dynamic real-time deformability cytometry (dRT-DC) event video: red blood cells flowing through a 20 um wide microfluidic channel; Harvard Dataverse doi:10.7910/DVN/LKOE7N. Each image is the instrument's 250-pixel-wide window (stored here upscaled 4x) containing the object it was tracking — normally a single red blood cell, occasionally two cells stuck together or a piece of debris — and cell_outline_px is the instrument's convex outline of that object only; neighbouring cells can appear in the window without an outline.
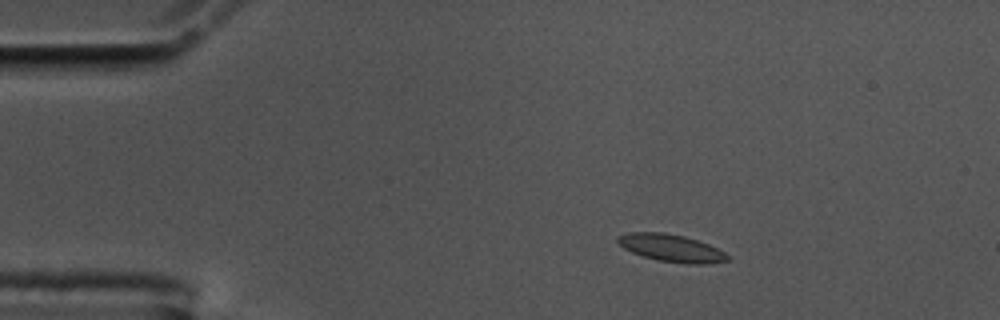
{"species": "common noctule bat (a hibernating species)", "species_latin": "Nyctalus noctula", "temperature_condition": "cold", "stored_images_in_passage": 48, "camera_frame_rate_fps": 3000, "um_per_image_px": 0.085, "animal": {"sex": "male", "body_mass_g": 17.5, "forearm_length_mm": 52.3}, "frame": {"image": 1, "passage_image": 1, "time_ms": 0.0, "image_size_px": [1000, 320], "cell_outline_px": [[732, 256], [728, 260], [704, 264], [688, 264], [656, 260], [632, 252], [624, 248], [616, 240], [616, 236], [628, 232], [664, 232], [684, 236], [708, 244]], "centroid_in_image_um": [57.05, 21.08], "position_along_channel_um": 28.0, "area_um2": 17.51}}
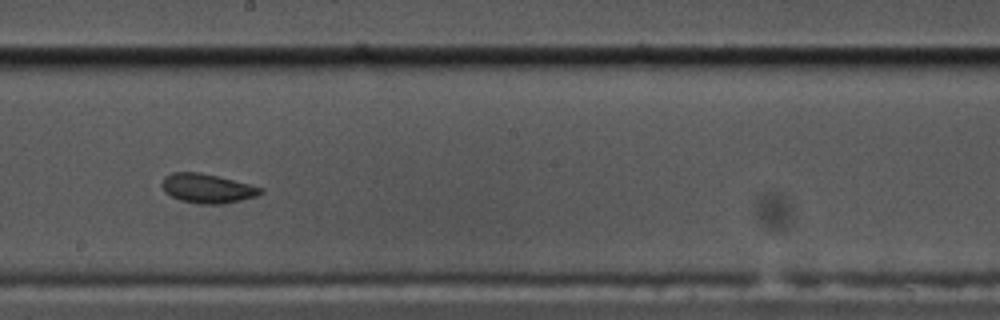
{"frame": {"image": 2, "passage_image": 23, "time_ms": 7.333, "image_size_px": [1000, 320], "cell_outline_px": [[264, 192], [256, 196], [224, 204], [200, 204], [180, 200], [164, 192], [160, 184], [164, 176], [172, 172], [200, 172], [264, 188]], "centroid_in_image_um": [17.58, 16.01], "position_along_channel_um": 230.6, "area_um2": 16.82}}
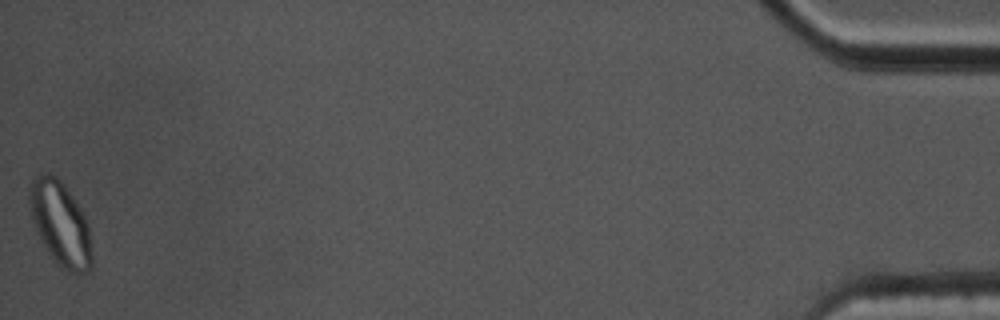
{"frame": {"image": 3, "passage_image": 48, "time_ms": 15.667, "image_size_px": [1000, 320], "cell_outline_px": [[92, 268], [88, 272], [72, 272], [64, 268], [52, 256], [44, 244], [32, 220], [28, 200], [28, 188], [32, 180], [40, 172], [52, 172], [64, 184], [76, 200], [88, 224], [92, 256]], "centroid_in_image_um": [5.12, 18.92], "position_along_channel_um": 430.1, "area_um2": 30.4}, "authors_computed_cell_mechanics": {"area_um2": 16.8487, "velocity_mm_per_s": 3.5464, "shape_relaxation_time_tau1_ms": 7.328, "shape_relaxation_time_tau2_ms": 1.7289, "deformation_change_tau1": 0.1553, "deformation_change_tau2": 0.0617}}